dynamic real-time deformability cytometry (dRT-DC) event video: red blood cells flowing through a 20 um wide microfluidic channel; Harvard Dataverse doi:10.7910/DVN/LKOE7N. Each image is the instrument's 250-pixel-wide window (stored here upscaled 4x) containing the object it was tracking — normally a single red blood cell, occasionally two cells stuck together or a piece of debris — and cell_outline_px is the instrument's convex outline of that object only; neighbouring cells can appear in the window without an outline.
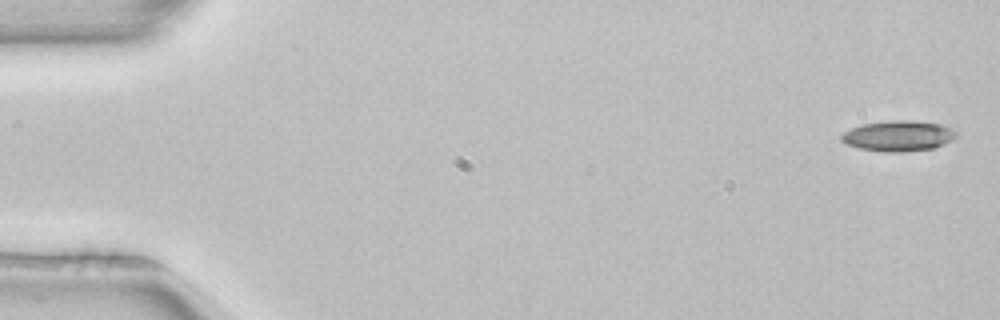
{"species": "common noctule bat (a hibernating species)", "species_latin": "Nyctalus noctula", "temperature_condition": "room temperature", "stored_images_in_passage": 4, "camera_frame_rate_fps": 3000, "um_per_image_px": 0.085, "animal": {"sex": "female", "body_mass_g": 22.7, "forearm_length_mm": 54.2}, "frame": {"image": 1, "passage_image": 1, "time_ms": 0.0, "image_size_px": [1000, 320], "cell_outline_px": [[956, 136], [952, 140], [932, 148], [904, 152], [884, 152], [860, 148], [848, 144], [840, 140], [840, 136], [844, 132], [852, 128], [864, 124], [888, 120], [912, 120], [940, 124], [952, 128], [956, 132]], "centroid_in_image_um": [76.36, 11.54], "position_along_channel_um": 8.6, "area_um2": 20.35}}
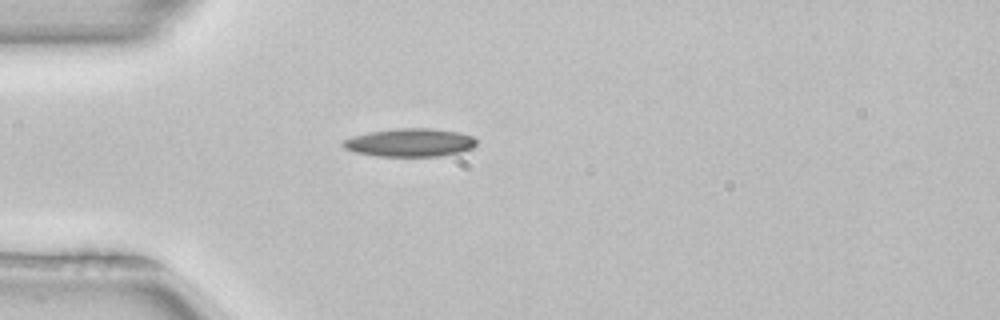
{"frame": {"image": 2, "passage_image": 4, "time_ms": 1.0, "image_size_px": [1000, 320], "cell_outline_px": [[476, 144], [472, 148], [460, 152], [440, 156], [376, 156], [356, 152], [344, 148], [340, 144], [344, 140], [352, 136], [368, 132], [396, 128], [432, 128], [456, 132], [472, 136], [476, 140]], "centroid_in_image_um": [34.82, 12.11], "position_along_channel_um": 50.2, "area_um2": 21.91}}